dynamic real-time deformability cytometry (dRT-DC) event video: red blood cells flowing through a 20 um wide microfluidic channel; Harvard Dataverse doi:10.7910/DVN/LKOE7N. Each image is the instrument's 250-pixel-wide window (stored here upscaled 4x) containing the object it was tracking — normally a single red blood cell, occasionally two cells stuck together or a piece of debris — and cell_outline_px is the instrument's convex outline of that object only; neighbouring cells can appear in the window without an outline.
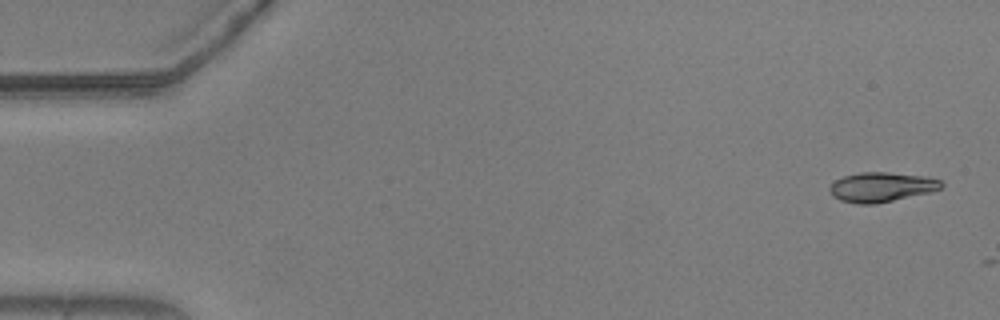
{"species": "common noctule bat (a hibernating species)", "species_latin": "Nyctalus noctula", "temperature_condition": "warm", "stored_images_in_passage": 4, "camera_frame_rate_fps": 3000, "um_per_image_px": 0.085, "animal": {"sex": "male", "body_mass_g": 20.5, "forearm_length_mm": 52.5}, "frame": {"image": 1, "passage_image": 1, "time_ms": 0.0, "image_size_px": [1000, 320], "cell_outline_px": [[944, 184], [940, 188], [932, 192], [876, 204], [856, 204], [840, 200], [832, 196], [828, 188], [836, 180], [844, 176], [860, 172], [888, 172], [920, 176], [940, 180]], "centroid_in_image_um": [74.9, 15.91], "position_along_channel_um": 10.1, "area_um2": 19.25}}